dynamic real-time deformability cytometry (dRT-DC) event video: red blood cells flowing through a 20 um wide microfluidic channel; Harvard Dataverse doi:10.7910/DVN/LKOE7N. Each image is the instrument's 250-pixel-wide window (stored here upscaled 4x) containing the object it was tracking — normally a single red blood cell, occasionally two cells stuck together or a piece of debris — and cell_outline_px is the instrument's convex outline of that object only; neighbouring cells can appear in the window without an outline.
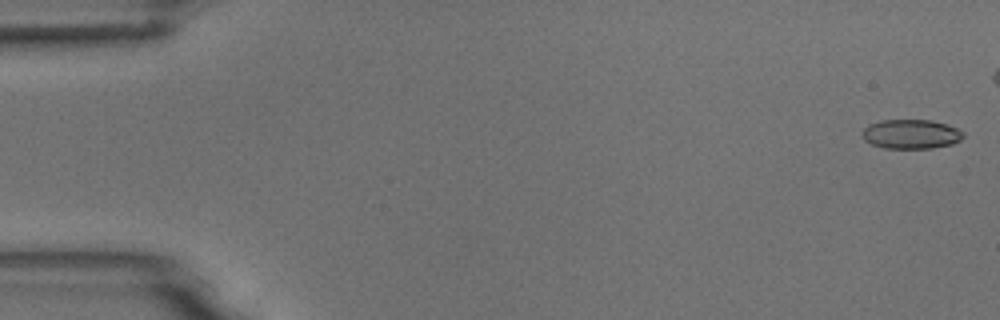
{"species": "common noctule bat (a hibernating species)", "species_latin": "Nyctalus noctula", "temperature_condition": "room temperature", "stored_images_in_passage": 47, "camera_frame_rate_fps": 3000, "um_per_image_px": 0.085, "animal": {"sex": "male", "body_mass_g": 18.8}, "frame": {"image": 1, "passage_image": 1, "time_ms": 0.0, "image_size_px": [1000, 320], "cell_outline_px": [[964, 136], [960, 140], [952, 144], [932, 148], [884, 148], [872, 144], [864, 140], [860, 132], [868, 124], [880, 120], [928, 120], [944, 124], [956, 128], [964, 132]], "centroid_in_image_um": [77.4, 11.4], "position_along_channel_um": 7.6, "area_um2": 17.28}}
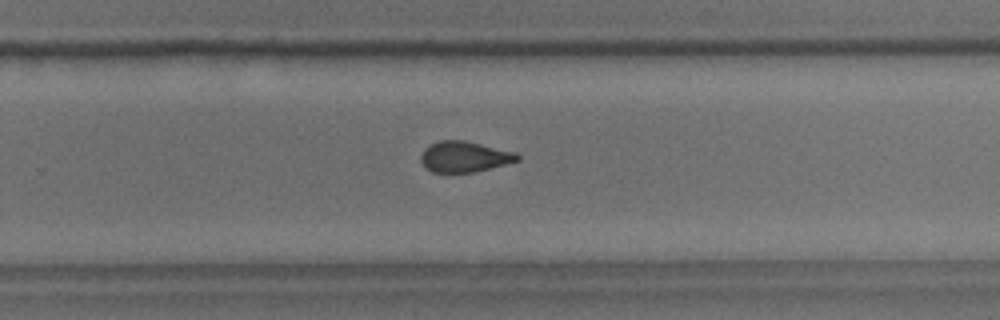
{"frame": {"image": 2, "passage_image": 35, "time_ms": 11.333, "image_size_px": [1000, 320], "cell_outline_px": [[520, 160], [472, 172], [432, 172], [424, 168], [420, 160], [420, 156], [424, 148], [440, 140], [464, 140], [516, 152], [520, 156]], "centroid_in_image_um": [39.44, 13.31], "position_along_channel_um": 290.4, "area_um2": 17.22}}
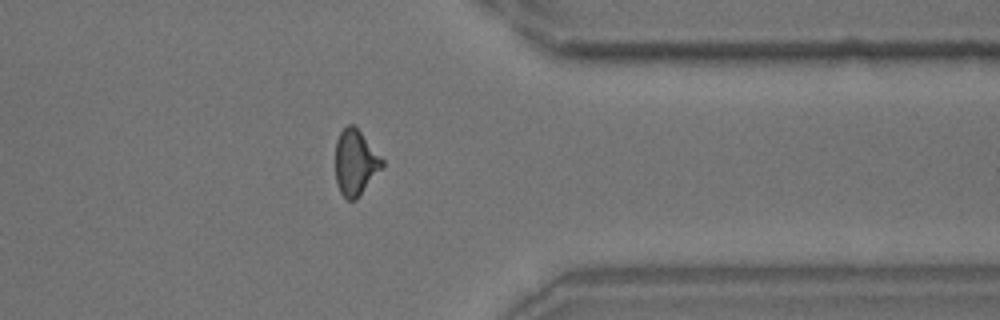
{"frame": {"image": 3, "passage_image": 43, "time_ms": 14.0, "image_size_px": [1000, 320], "cell_outline_px": [[384, 164], [356, 200], [348, 200], [340, 192], [336, 184], [336, 140], [340, 132], [348, 124], [352, 124], [360, 132], [384, 160]], "centroid_in_image_um": [30.19, 13.82], "position_along_channel_um": 381.2, "area_um2": 17.51}, "authors_computed_cell_mechanics": {"area_um2": 17.9758, "velocity_mm_per_s": 3.739, "shape_relaxation_time_tau1_ms": 7.0702, "shape_relaxation_time_tau2_ms": 1.955, "deformation_change_tau1": 0.1541, "deformation_change_tau2": 0.08}}